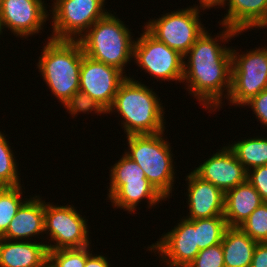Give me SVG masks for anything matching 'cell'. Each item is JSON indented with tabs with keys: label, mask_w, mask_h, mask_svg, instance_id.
<instances>
[{
	"label": "cell",
	"mask_w": 267,
	"mask_h": 267,
	"mask_svg": "<svg viewBox=\"0 0 267 267\" xmlns=\"http://www.w3.org/2000/svg\"><path fill=\"white\" fill-rule=\"evenodd\" d=\"M222 28L224 30L215 38L205 30L183 56L188 60L183 62L182 82L186 81V89L209 112L213 108L214 111L220 109L223 98H228L231 89V48L221 46L219 41L228 43L236 34L242 35L233 28L224 25ZM224 90L227 93L223 97Z\"/></svg>",
	"instance_id": "1"
},
{
	"label": "cell",
	"mask_w": 267,
	"mask_h": 267,
	"mask_svg": "<svg viewBox=\"0 0 267 267\" xmlns=\"http://www.w3.org/2000/svg\"><path fill=\"white\" fill-rule=\"evenodd\" d=\"M113 111L121 115V125L127 136L165 131V112L160 98L153 89L133 77L128 76L120 84L107 114Z\"/></svg>",
	"instance_id": "2"
},
{
	"label": "cell",
	"mask_w": 267,
	"mask_h": 267,
	"mask_svg": "<svg viewBox=\"0 0 267 267\" xmlns=\"http://www.w3.org/2000/svg\"><path fill=\"white\" fill-rule=\"evenodd\" d=\"M47 39L37 64L38 71L54 97L64 105L79 91L83 48L78 40Z\"/></svg>",
	"instance_id": "3"
},
{
	"label": "cell",
	"mask_w": 267,
	"mask_h": 267,
	"mask_svg": "<svg viewBox=\"0 0 267 267\" xmlns=\"http://www.w3.org/2000/svg\"><path fill=\"white\" fill-rule=\"evenodd\" d=\"M131 33L123 21L108 12L78 41L85 55L123 72L125 65L133 58L135 40H132Z\"/></svg>",
	"instance_id": "4"
},
{
	"label": "cell",
	"mask_w": 267,
	"mask_h": 267,
	"mask_svg": "<svg viewBox=\"0 0 267 267\" xmlns=\"http://www.w3.org/2000/svg\"><path fill=\"white\" fill-rule=\"evenodd\" d=\"M163 135L164 131L126 136L128 151L124 153L141 167L151 185L167 199L174 189L176 172L170 143L165 141Z\"/></svg>",
	"instance_id": "5"
},
{
	"label": "cell",
	"mask_w": 267,
	"mask_h": 267,
	"mask_svg": "<svg viewBox=\"0 0 267 267\" xmlns=\"http://www.w3.org/2000/svg\"><path fill=\"white\" fill-rule=\"evenodd\" d=\"M108 199L112 206L134 212L142 199L149 207L166 199L151 185L139 165L125 153L110 169Z\"/></svg>",
	"instance_id": "6"
},
{
	"label": "cell",
	"mask_w": 267,
	"mask_h": 267,
	"mask_svg": "<svg viewBox=\"0 0 267 267\" xmlns=\"http://www.w3.org/2000/svg\"><path fill=\"white\" fill-rule=\"evenodd\" d=\"M255 49L240 55L231 49V89L227 99L232 105L245 107L248 101L267 89V47Z\"/></svg>",
	"instance_id": "7"
},
{
	"label": "cell",
	"mask_w": 267,
	"mask_h": 267,
	"mask_svg": "<svg viewBox=\"0 0 267 267\" xmlns=\"http://www.w3.org/2000/svg\"><path fill=\"white\" fill-rule=\"evenodd\" d=\"M105 0H54L52 35L55 40H78L97 20L103 18ZM107 11V12H106Z\"/></svg>",
	"instance_id": "8"
},
{
	"label": "cell",
	"mask_w": 267,
	"mask_h": 267,
	"mask_svg": "<svg viewBox=\"0 0 267 267\" xmlns=\"http://www.w3.org/2000/svg\"><path fill=\"white\" fill-rule=\"evenodd\" d=\"M200 12L192 6L171 11L159 19H150L143 27L158 41L184 56L206 30L201 24Z\"/></svg>",
	"instance_id": "9"
},
{
	"label": "cell",
	"mask_w": 267,
	"mask_h": 267,
	"mask_svg": "<svg viewBox=\"0 0 267 267\" xmlns=\"http://www.w3.org/2000/svg\"><path fill=\"white\" fill-rule=\"evenodd\" d=\"M87 229L86 219L74 206H57L44 201V232L49 233L54 242L53 245L49 242L46 244L48 251L88 246L91 243Z\"/></svg>",
	"instance_id": "10"
},
{
	"label": "cell",
	"mask_w": 267,
	"mask_h": 267,
	"mask_svg": "<svg viewBox=\"0 0 267 267\" xmlns=\"http://www.w3.org/2000/svg\"><path fill=\"white\" fill-rule=\"evenodd\" d=\"M134 43L133 58L144 72L163 81H183V56L158 41L145 28Z\"/></svg>",
	"instance_id": "11"
},
{
	"label": "cell",
	"mask_w": 267,
	"mask_h": 267,
	"mask_svg": "<svg viewBox=\"0 0 267 267\" xmlns=\"http://www.w3.org/2000/svg\"><path fill=\"white\" fill-rule=\"evenodd\" d=\"M121 70L96 61L83 53L79 90L88 93L106 111L111 107L120 84L128 77Z\"/></svg>",
	"instance_id": "12"
},
{
	"label": "cell",
	"mask_w": 267,
	"mask_h": 267,
	"mask_svg": "<svg viewBox=\"0 0 267 267\" xmlns=\"http://www.w3.org/2000/svg\"><path fill=\"white\" fill-rule=\"evenodd\" d=\"M178 225L163 234L157 243L148 247L159 253L163 262L168 267H187L200 252L197 245L195 220H187L182 217ZM166 261H165V260Z\"/></svg>",
	"instance_id": "13"
},
{
	"label": "cell",
	"mask_w": 267,
	"mask_h": 267,
	"mask_svg": "<svg viewBox=\"0 0 267 267\" xmlns=\"http://www.w3.org/2000/svg\"><path fill=\"white\" fill-rule=\"evenodd\" d=\"M45 6L44 0H1L0 15L4 28L21 38L38 34L49 19Z\"/></svg>",
	"instance_id": "14"
},
{
	"label": "cell",
	"mask_w": 267,
	"mask_h": 267,
	"mask_svg": "<svg viewBox=\"0 0 267 267\" xmlns=\"http://www.w3.org/2000/svg\"><path fill=\"white\" fill-rule=\"evenodd\" d=\"M193 172L218 187L224 194L247 180V171L234 152L225 146Z\"/></svg>",
	"instance_id": "15"
},
{
	"label": "cell",
	"mask_w": 267,
	"mask_h": 267,
	"mask_svg": "<svg viewBox=\"0 0 267 267\" xmlns=\"http://www.w3.org/2000/svg\"><path fill=\"white\" fill-rule=\"evenodd\" d=\"M185 180H188L187 204L189 205V216L184 217L185 219L224 216L225 194L218 187L203 180L193 171Z\"/></svg>",
	"instance_id": "16"
},
{
	"label": "cell",
	"mask_w": 267,
	"mask_h": 267,
	"mask_svg": "<svg viewBox=\"0 0 267 267\" xmlns=\"http://www.w3.org/2000/svg\"><path fill=\"white\" fill-rule=\"evenodd\" d=\"M48 262V248L42 241L0 238V267H43Z\"/></svg>",
	"instance_id": "17"
},
{
	"label": "cell",
	"mask_w": 267,
	"mask_h": 267,
	"mask_svg": "<svg viewBox=\"0 0 267 267\" xmlns=\"http://www.w3.org/2000/svg\"><path fill=\"white\" fill-rule=\"evenodd\" d=\"M26 199L0 238L28 241L44 233V201L39 195Z\"/></svg>",
	"instance_id": "18"
},
{
	"label": "cell",
	"mask_w": 267,
	"mask_h": 267,
	"mask_svg": "<svg viewBox=\"0 0 267 267\" xmlns=\"http://www.w3.org/2000/svg\"><path fill=\"white\" fill-rule=\"evenodd\" d=\"M228 12L222 18V26L233 28L238 32L253 27H267V0H227Z\"/></svg>",
	"instance_id": "19"
},
{
	"label": "cell",
	"mask_w": 267,
	"mask_h": 267,
	"mask_svg": "<svg viewBox=\"0 0 267 267\" xmlns=\"http://www.w3.org/2000/svg\"><path fill=\"white\" fill-rule=\"evenodd\" d=\"M263 203L260 194L246 180L225 193L224 218L228 227H238Z\"/></svg>",
	"instance_id": "20"
},
{
	"label": "cell",
	"mask_w": 267,
	"mask_h": 267,
	"mask_svg": "<svg viewBox=\"0 0 267 267\" xmlns=\"http://www.w3.org/2000/svg\"><path fill=\"white\" fill-rule=\"evenodd\" d=\"M257 243L239 227H228L221 241L225 267H250Z\"/></svg>",
	"instance_id": "21"
},
{
	"label": "cell",
	"mask_w": 267,
	"mask_h": 267,
	"mask_svg": "<svg viewBox=\"0 0 267 267\" xmlns=\"http://www.w3.org/2000/svg\"><path fill=\"white\" fill-rule=\"evenodd\" d=\"M228 147L234 152L246 171L267 165V138L257 136L242 139V141H235Z\"/></svg>",
	"instance_id": "22"
},
{
	"label": "cell",
	"mask_w": 267,
	"mask_h": 267,
	"mask_svg": "<svg viewBox=\"0 0 267 267\" xmlns=\"http://www.w3.org/2000/svg\"><path fill=\"white\" fill-rule=\"evenodd\" d=\"M228 228L224 216L195 219L197 245L200 250L221 243Z\"/></svg>",
	"instance_id": "23"
},
{
	"label": "cell",
	"mask_w": 267,
	"mask_h": 267,
	"mask_svg": "<svg viewBox=\"0 0 267 267\" xmlns=\"http://www.w3.org/2000/svg\"><path fill=\"white\" fill-rule=\"evenodd\" d=\"M22 192L21 185L0 187V237L6 232L18 209L26 201L24 198L22 201Z\"/></svg>",
	"instance_id": "24"
},
{
	"label": "cell",
	"mask_w": 267,
	"mask_h": 267,
	"mask_svg": "<svg viewBox=\"0 0 267 267\" xmlns=\"http://www.w3.org/2000/svg\"><path fill=\"white\" fill-rule=\"evenodd\" d=\"M11 149L6 135L0 131V187L21 185L15 155Z\"/></svg>",
	"instance_id": "25"
},
{
	"label": "cell",
	"mask_w": 267,
	"mask_h": 267,
	"mask_svg": "<svg viewBox=\"0 0 267 267\" xmlns=\"http://www.w3.org/2000/svg\"><path fill=\"white\" fill-rule=\"evenodd\" d=\"M89 245L81 248H64L48 251V263L52 267H85L91 254Z\"/></svg>",
	"instance_id": "26"
},
{
	"label": "cell",
	"mask_w": 267,
	"mask_h": 267,
	"mask_svg": "<svg viewBox=\"0 0 267 267\" xmlns=\"http://www.w3.org/2000/svg\"><path fill=\"white\" fill-rule=\"evenodd\" d=\"M238 227L256 242H267V203L263 202Z\"/></svg>",
	"instance_id": "27"
},
{
	"label": "cell",
	"mask_w": 267,
	"mask_h": 267,
	"mask_svg": "<svg viewBox=\"0 0 267 267\" xmlns=\"http://www.w3.org/2000/svg\"><path fill=\"white\" fill-rule=\"evenodd\" d=\"M65 109L72 116L76 117L78 113H88L94 111L95 114H106L107 111L99 105V103L94 100L88 93L83 91L75 92L64 104Z\"/></svg>",
	"instance_id": "28"
},
{
	"label": "cell",
	"mask_w": 267,
	"mask_h": 267,
	"mask_svg": "<svg viewBox=\"0 0 267 267\" xmlns=\"http://www.w3.org/2000/svg\"><path fill=\"white\" fill-rule=\"evenodd\" d=\"M187 267H225L222 244H216L200 250Z\"/></svg>",
	"instance_id": "29"
},
{
	"label": "cell",
	"mask_w": 267,
	"mask_h": 267,
	"mask_svg": "<svg viewBox=\"0 0 267 267\" xmlns=\"http://www.w3.org/2000/svg\"><path fill=\"white\" fill-rule=\"evenodd\" d=\"M247 181L260 194L262 201L267 203V165L247 171Z\"/></svg>",
	"instance_id": "30"
},
{
	"label": "cell",
	"mask_w": 267,
	"mask_h": 267,
	"mask_svg": "<svg viewBox=\"0 0 267 267\" xmlns=\"http://www.w3.org/2000/svg\"><path fill=\"white\" fill-rule=\"evenodd\" d=\"M245 105L251 107L257 119L267 127V89L261 91Z\"/></svg>",
	"instance_id": "31"
},
{
	"label": "cell",
	"mask_w": 267,
	"mask_h": 267,
	"mask_svg": "<svg viewBox=\"0 0 267 267\" xmlns=\"http://www.w3.org/2000/svg\"><path fill=\"white\" fill-rule=\"evenodd\" d=\"M250 267H267V242L257 243Z\"/></svg>",
	"instance_id": "32"
},
{
	"label": "cell",
	"mask_w": 267,
	"mask_h": 267,
	"mask_svg": "<svg viewBox=\"0 0 267 267\" xmlns=\"http://www.w3.org/2000/svg\"><path fill=\"white\" fill-rule=\"evenodd\" d=\"M110 265L107 257L91 253L86 259L85 267H110Z\"/></svg>",
	"instance_id": "33"
},
{
	"label": "cell",
	"mask_w": 267,
	"mask_h": 267,
	"mask_svg": "<svg viewBox=\"0 0 267 267\" xmlns=\"http://www.w3.org/2000/svg\"><path fill=\"white\" fill-rule=\"evenodd\" d=\"M226 2H227V0H199V6L197 5V6H193V8H195L196 10H198V11H200V9L201 10H206V8L207 9H210V8H212V7H214V6H224V5H226Z\"/></svg>",
	"instance_id": "34"
},
{
	"label": "cell",
	"mask_w": 267,
	"mask_h": 267,
	"mask_svg": "<svg viewBox=\"0 0 267 267\" xmlns=\"http://www.w3.org/2000/svg\"><path fill=\"white\" fill-rule=\"evenodd\" d=\"M4 29V26H3V23H2V18H1V15H0V35L3 33V30Z\"/></svg>",
	"instance_id": "35"
},
{
	"label": "cell",
	"mask_w": 267,
	"mask_h": 267,
	"mask_svg": "<svg viewBox=\"0 0 267 267\" xmlns=\"http://www.w3.org/2000/svg\"><path fill=\"white\" fill-rule=\"evenodd\" d=\"M43 267H52L48 262Z\"/></svg>",
	"instance_id": "36"
}]
</instances>
